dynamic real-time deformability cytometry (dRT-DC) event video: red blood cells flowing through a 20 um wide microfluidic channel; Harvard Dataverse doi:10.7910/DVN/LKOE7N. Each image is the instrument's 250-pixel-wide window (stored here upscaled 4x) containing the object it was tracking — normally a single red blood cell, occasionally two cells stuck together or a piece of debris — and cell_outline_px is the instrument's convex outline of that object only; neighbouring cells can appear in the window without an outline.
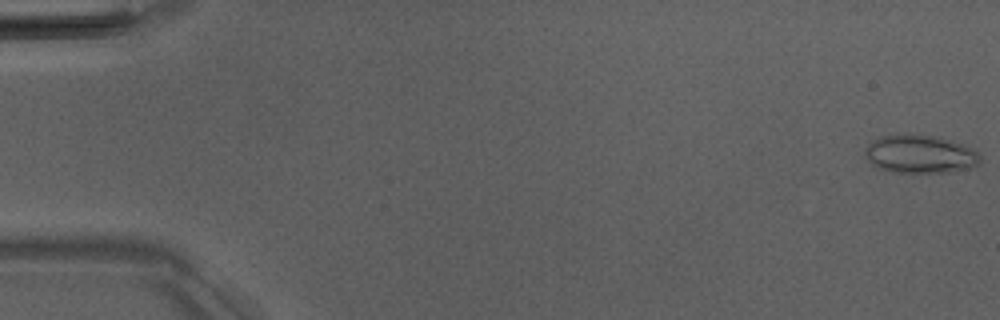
{"species": "Egyptian fruit bat (a non-hibernating species)", "species_latin": "Rousettus aegyptiacus", "temperature_condition": "room temperature", "stored_images_in_passage": 52, "camera_frame_rate_fps": 3000, "um_per_image_px": 0.085, "animal": {"sex": "male"}, "frame": {"image": 1, "passage_image": 1, "time_ms": 0.0, "image_size_px": [1000, 320], "cell_outline_px": [[980, 164], [972, 168], [948, 172], [892, 172], [880, 168], [872, 164], [868, 160], [864, 152], [864, 148], [876, 136], [936, 136], [964, 144], [972, 148], [980, 156]], "centroid_in_image_um": [78.22, 13.12], "position_along_channel_um": 6.8, "area_um2": 25.37}}
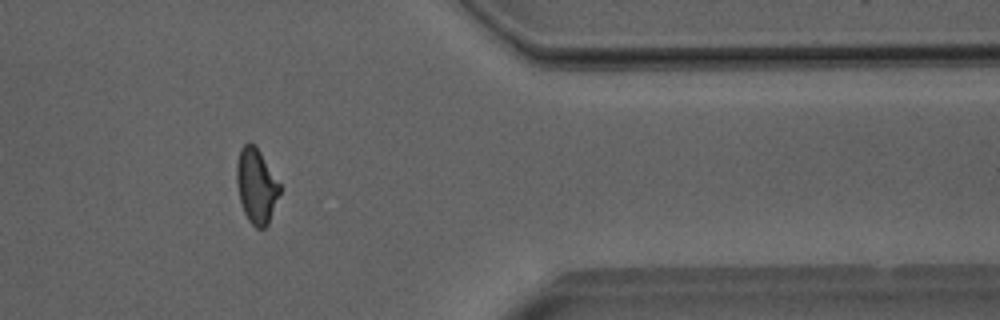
{"frame": {"image": 2, "passage_image": 43, "time_ms": 14.0, "image_size_px": [1000, 320], "cell_outline_px": [[280, 192], [268, 224], [264, 228], [256, 228], [248, 220], [244, 212], [240, 200], [236, 180], [236, 164], [240, 148], [248, 140], [256, 144], [280, 184]], "centroid_in_image_um": [21.77, 15.75], "position_along_channel_um": 389.6, "area_um2": 18.9}}
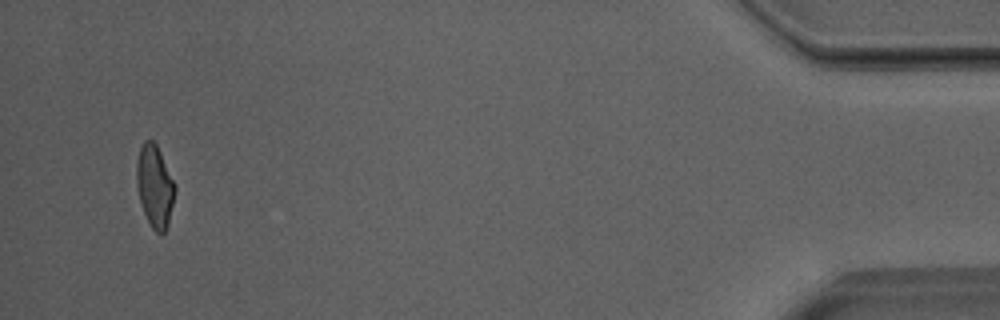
{"frame": {"image": 3, "passage_image": 50, "time_ms": 16.333, "image_size_px": [1000, 320], "cell_outline_px": [[176, 188], [168, 224], [164, 232], [160, 236], [152, 228], [144, 212], [140, 200], [136, 184], [136, 164], [140, 148], [144, 140], [152, 140], [156, 144], [176, 184]], "centroid_in_image_um": [13.16, 15.82], "position_along_channel_um": 422.0, "area_um2": 18.32}, "authors_computed_cell_mechanics": {"area_um2": 19.4786, "velocity_mm_per_s": 4.0143, "shape_relaxation_time_tau1_ms": 4.9621, "shape_relaxation_time_tau2_ms": 1.5259, "deformation_change_tau1": 0.1464, "deformation_change_tau2": 0.0703}}